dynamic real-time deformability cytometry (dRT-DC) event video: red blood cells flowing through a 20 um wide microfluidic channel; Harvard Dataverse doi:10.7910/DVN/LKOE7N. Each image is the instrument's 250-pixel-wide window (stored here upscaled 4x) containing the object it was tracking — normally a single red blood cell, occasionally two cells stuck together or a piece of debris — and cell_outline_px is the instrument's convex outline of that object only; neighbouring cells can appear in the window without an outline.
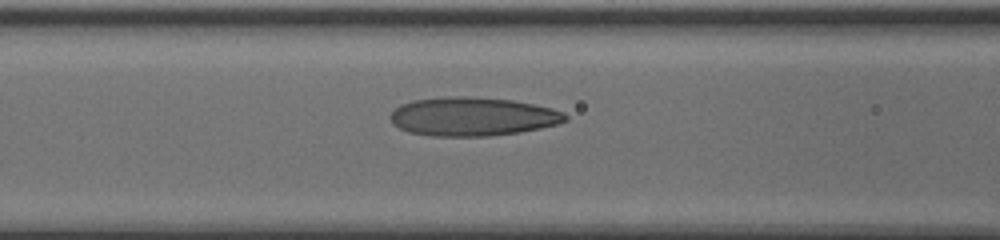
{"species": "human", "species_latin": "Homo sapiens", "temperature_condition": "cold", "stored_images_in_passage": 15, "camera_frame_rate_fps": 3000, "um_per_image_px": 0.085, "donor": {"sex": "male"}, "frame": {"image": 1, "passage_image": 13, "time_ms": 4.0, "image_size_px": [1000, 240], "cell_outline_px": [[568, 116], [564, 120], [556, 124], [516, 132], [484, 136], [436, 136], [412, 132], [400, 128], [392, 120], [392, 112], [396, 108], [404, 104], [416, 100], [508, 100], [532, 104], [548, 108], [560, 112]], "centroid_in_image_um": [40.18, 9.97], "position_along_channel_um": 126.4, "area_um2": 36.59}}